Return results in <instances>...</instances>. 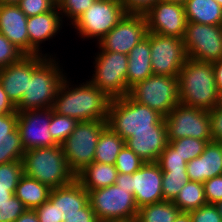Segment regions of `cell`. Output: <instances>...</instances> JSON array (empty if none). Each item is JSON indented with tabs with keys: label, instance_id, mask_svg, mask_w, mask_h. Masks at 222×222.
I'll use <instances>...</instances> for the list:
<instances>
[{
	"label": "cell",
	"instance_id": "24",
	"mask_svg": "<svg viewBox=\"0 0 222 222\" xmlns=\"http://www.w3.org/2000/svg\"><path fill=\"white\" fill-rule=\"evenodd\" d=\"M152 74L150 32H147L146 37L128 53L127 95L132 86L142 82Z\"/></svg>",
	"mask_w": 222,
	"mask_h": 222
},
{
	"label": "cell",
	"instance_id": "28",
	"mask_svg": "<svg viewBox=\"0 0 222 222\" xmlns=\"http://www.w3.org/2000/svg\"><path fill=\"white\" fill-rule=\"evenodd\" d=\"M124 146L125 140L107 126L98 138L93 162L115 165L117 156Z\"/></svg>",
	"mask_w": 222,
	"mask_h": 222
},
{
	"label": "cell",
	"instance_id": "25",
	"mask_svg": "<svg viewBox=\"0 0 222 222\" xmlns=\"http://www.w3.org/2000/svg\"><path fill=\"white\" fill-rule=\"evenodd\" d=\"M117 175L115 165L92 162L76 175V180L87 191H91L115 184Z\"/></svg>",
	"mask_w": 222,
	"mask_h": 222
},
{
	"label": "cell",
	"instance_id": "4",
	"mask_svg": "<svg viewBox=\"0 0 222 222\" xmlns=\"http://www.w3.org/2000/svg\"><path fill=\"white\" fill-rule=\"evenodd\" d=\"M22 162L26 176L46 184L50 189L68 185L76 179L61 145L27 150Z\"/></svg>",
	"mask_w": 222,
	"mask_h": 222
},
{
	"label": "cell",
	"instance_id": "37",
	"mask_svg": "<svg viewBox=\"0 0 222 222\" xmlns=\"http://www.w3.org/2000/svg\"><path fill=\"white\" fill-rule=\"evenodd\" d=\"M144 163L145 162L137 156L133 150L125 145L117 156L115 167L118 173L133 174L139 170Z\"/></svg>",
	"mask_w": 222,
	"mask_h": 222
},
{
	"label": "cell",
	"instance_id": "56",
	"mask_svg": "<svg viewBox=\"0 0 222 222\" xmlns=\"http://www.w3.org/2000/svg\"><path fill=\"white\" fill-rule=\"evenodd\" d=\"M215 205H216L220 215L222 216V200L217 202Z\"/></svg>",
	"mask_w": 222,
	"mask_h": 222
},
{
	"label": "cell",
	"instance_id": "48",
	"mask_svg": "<svg viewBox=\"0 0 222 222\" xmlns=\"http://www.w3.org/2000/svg\"><path fill=\"white\" fill-rule=\"evenodd\" d=\"M64 222H99L93 209L88 203L84 208L78 210V213L70 216Z\"/></svg>",
	"mask_w": 222,
	"mask_h": 222
},
{
	"label": "cell",
	"instance_id": "32",
	"mask_svg": "<svg viewBox=\"0 0 222 222\" xmlns=\"http://www.w3.org/2000/svg\"><path fill=\"white\" fill-rule=\"evenodd\" d=\"M24 153L18 128L11 132V137L0 138V164L22 161Z\"/></svg>",
	"mask_w": 222,
	"mask_h": 222
},
{
	"label": "cell",
	"instance_id": "23",
	"mask_svg": "<svg viewBox=\"0 0 222 222\" xmlns=\"http://www.w3.org/2000/svg\"><path fill=\"white\" fill-rule=\"evenodd\" d=\"M186 170L189 181L200 183L222 175V143L208 142L204 152L187 163Z\"/></svg>",
	"mask_w": 222,
	"mask_h": 222
},
{
	"label": "cell",
	"instance_id": "21",
	"mask_svg": "<svg viewBox=\"0 0 222 222\" xmlns=\"http://www.w3.org/2000/svg\"><path fill=\"white\" fill-rule=\"evenodd\" d=\"M32 75V55H24L19 61L0 69V83L8 98L16 106L25 91Z\"/></svg>",
	"mask_w": 222,
	"mask_h": 222
},
{
	"label": "cell",
	"instance_id": "35",
	"mask_svg": "<svg viewBox=\"0 0 222 222\" xmlns=\"http://www.w3.org/2000/svg\"><path fill=\"white\" fill-rule=\"evenodd\" d=\"M96 0H59L57 6L64 24L71 26ZM69 22V23H68Z\"/></svg>",
	"mask_w": 222,
	"mask_h": 222
},
{
	"label": "cell",
	"instance_id": "43",
	"mask_svg": "<svg viewBox=\"0 0 222 222\" xmlns=\"http://www.w3.org/2000/svg\"><path fill=\"white\" fill-rule=\"evenodd\" d=\"M203 185L208 204H216L222 200V175L206 180Z\"/></svg>",
	"mask_w": 222,
	"mask_h": 222
},
{
	"label": "cell",
	"instance_id": "19",
	"mask_svg": "<svg viewBox=\"0 0 222 222\" xmlns=\"http://www.w3.org/2000/svg\"><path fill=\"white\" fill-rule=\"evenodd\" d=\"M167 144L168 134L165 119L152 131L135 132L125 140V145L145 163L157 162Z\"/></svg>",
	"mask_w": 222,
	"mask_h": 222
},
{
	"label": "cell",
	"instance_id": "26",
	"mask_svg": "<svg viewBox=\"0 0 222 222\" xmlns=\"http://www.w3.org/2000/svg\"><path fill=\"white\" fill-rule=\"evenodd\" d=\"M184 10L187 22L222 25V7L215 0H187Z\"/></svg>",
	"mask_w": 222,
	"mask_h": 222
},
{
	"label": "cell",
	"instance_id": "60",
	"mask_svg": "<svg viewBox=\"0 0 222 222\" xmlns=\"http://www.w3.org/2000/svg\"><path fill=\"white\" fill-rule=\"evenodd\" d=\"M222 7V0H215Z\"/></svg>",
	"mask_w": 222,
	"mask_h": 222
},
{
	"label": "cell",
	"instance_id": "41",
	"mask_svg": "<svg viewBox=\"0 0 222 222\" xmlns=\"http://www.w3.org/2000/svg\"><path fill=\"white\" fill-rule=\"evenodd\" d=\"M27 17L52 11L56 6L55 0H20L17 4Z\"/></svg>",
	"mask_w": 222,
	"mask_h": 222
},
{
	"label": "cell",
	"instance_id": "7",
	"mask_svg": "<svg viewBox=\"0 0 222 222\" xmlns=\"http://www.w3.org/2000/svg\"><path fill=\"white\" fill-rule=\"evenodd\" d=\"M125 14L120 0H96L70 27L82 41L97 44Z\"/></svg>",
	"mask_w": 222,
	"mask_h": 222
},
{
	"label": "cell",
	"instance_id": "30",
	"mask_svg": "<svg viewBox=\"0 0 222 222\" xmlns=\"http://www.w3.org/2000/svg\"><path fill=\"white\" fill-rule=\"evenodd\" d=\"M173 203L181 212H190L207 204L203 183L188 181Z\"/></svg>",
	"mask_w": 222,
	"mask_h": 222
},
{
	"label": "cell",
	"instance_id": "27",
	"mask_svg": "<svg viewBox=\"0 0 222 222\" xmlns=\"http://www.w3.org/2000/svg\"><path fill=\"white\" fill-rule=\"evenodd\" d=\"M50 190L46 184L23 174L14 195L27 209L34 210L48 200Z\"/></svg>",
	"mask_w": 222,
	"mask_h": 222
},
{
	"label": "cell",
	"instance_id": "33",
	"mask_svg": "<svg viewBox=\"0 0 222 222\" xmlns=\"http://www.w3.org/2000/svg\"><path fill=\"white\" fill-rule=\"evenodd\" d=\"M78 121L69 116H63L53 112L49 124V132L52 138L61 145L73 132Z\"/></svg>",
	"mask_w": 222,
	"mask_h": 222
},
{
	"label": "cell",
	"instance_id": "47",
	"mask_svg": "<svg viewBox=\"0 0 222 222\" xmlns=\"http://www.w3.org/2000/svg\"><path fill=\"white\" fill-rule=\"evenodd\" d=\"M18 113H9L0 116V138L11 137V132L17 128Z\"/></svg>",
	"mask_w": 222,
	"mask_h": 222
},
{
	"label": "cell",
	"instance_id": "38",
	"mask_svg": "<svg viewBox=\"0 0 222 222\" xmlns=\"http://www.w3.org/2000/svg\"><path fill=\"white\" fill-rule=\"evenodd\" d=\"M161 170H186L187 162L168 143L157 160Z\"/></svg>",
	"mask_w": 222,
	"mask_h": 222
},
{
	"label": "cell",
	"instance_id": "16",
	"mask_svg": "<svg viewBox=\"0 0 222 222\" xmlns=\"http://www.w3.org/2000/svg\"><path fill=\"white\" fill-rule=\"evenodd\" d=\"M144 16L147 32L183 39L187 23L184 4L159 0Z\"/></svg>",
	"mask_w": 222,
	"mask_h": 222
},
{
	"label": "cell",
	"instance_id": "36",
	"mask_svg": "<svg viewBox=\"0 0 222 222\" xmlns=\"http://www.w3.org/2000/svg\"><path fill=\"white\" fill-rule=\"evenodd\" d=\"M23 174L22 161L0 164V191L10 190L14 194Z\"/></svg>",
	"mask_w": 222,
	"mask_h": 222
},
{
	"label": "cell",
	"instance_id": "22",
	"mask_svg": "<svg viewBox=\"0 0 222 222\" xmlns=\"http://www.w3.org/2000/svg\"><path fill=\"white\" fill-rule=\"evenodd\" d=\"M48 199L57 203L58 221L61 222L89 203L87 190L76 179L68 185L51 189Z\"/></svg>",
	"mask_w": 222,
	"mask_h": 222
},
{
	"label": "cell",
	"instance_id": "42",
	"mask_svg": "<svg viewBox=\"0 0 222 222\" xmlns=\"http://www.w3.org/2000/svg\"><path fill=\"white\" fill-rule=\"evenodd\" d=\"M192 222H222L220 215L215 204H205L200 208L189 212Z\"/></svg>",
	"mask_w": 222,
	"mask_h": 222
},
{
	"label": "cell",
	"instance_id": "54",
	"mask_svg": "<svg viewBox=\"0 0 222 222\" xmlns=\"http://www.w3.org/2000/svg\"><path fill=\"white\" fill-rule=\"evenodd\" d=\"M14 194L10 190L0 191V202L9 201Z\"/></svg>",
	"mask_w": 222,
	"mask_h": 222
},
{
	"label": "cell",
	"instance_id": "40",
	"mask_svg": "<svg viewBox=\"0 0 222 222\" xmlns=\"http://www.w3.org/2000/svg\"><path fill=\"white\" fill-rule=\"evenodd\" d=\"M27 208L13 195L9 201L0 202V222H14Z\"/></svg>",
	"mask_w": 222,
	"mask_h": 222
},
{
	"label": "cell",
	"instance_id": "12",
	"mask_svg": "<svg viewBox=\"0 0 222 222\" xmlns=\"http://www.w3.org/2000/svg\"><path fill=\"white\" fill-rule=\"evenodd\" d=\"M183 43L187 58L216 62L222 58V25L187 22Z\"/></svg>",
	"mask_w": 222,
	"mask_h": 222
},
{
	"label": "cell",
	"instance_id": "58",
	"mask_svg": "<svg viewBox=\"0 0 222 222\" xmlns=\"http://www.w3.org/2000/svg\"><path fill=\"white\" fill-rule=\"evenodd\" d=\"M218 106L222 108V93L220 94V100Z\"/></svg>",
	"mask_w": 222,
	"mask_h": 222
},
{
	"label": "cell",
	"instance_id": "9",
	"mask_svg": "<svg viewBox=\"0 0 222 222\" xmlns=\"http://www.w3.org/2000/svg\"><path fill=\"white\" fill-rule=\"evenodd\" d=\"M128 96L164 118L180 103L178 77L152 74L129 89Z\"/></svg>",
	"mask_w": 222,
	"mask_h": 222
},
{
	"label": "cell",
	"instance_id": "3",
	"mask_svg": "<svg viewBox=\"0 0 222 222\" xmlns=\"http://www.w3.org/2000/svg\"><path fill=\"white\" fill-rule=\"evenodd\" d=\"M178 87L181 104L206 111L219 104L212 63L187 58L178 75Z\"/></svg>",
	"mask_w": 222,
	"mask_h": 222
},
{
	"label": "cell",
	"instance_id": "51",
	"mask_svg": "<svg viewBox=\"0 0 222 222\" xmlns=\"http://www.w3.org/2000/svg\"><path fill=\"white\" fill-rule=\"evenodd\" d=\"M215 73V82L219 94L222 93V58L216 62L212 63Z\"/></svg>",
	"mask_w": 222,
	"mask_h": 222
},
{
	"label": "cell",
	"instance_id": "20",
	"mask_svg": "<svg viewBox=\"0 0 222 222\" xmlns=\"http://www.w3.org/2000/svg\"><path fill=\"white\" fill-rule=\"evenodd\" d=\"M27 19L18 5L0 4V33L25 55H29Z\"/></svg>",
	"mask_w": 222,
	"mask_h": 222
},
{
	"label": "cell",
	"instance_id": "34",
	"mask_svg": "<svg viewBox=\"0 0 222 222\" xmlns=\"http://www.w3.org/2000/svg\"><path fill=\"white\" fill-rule=\"evenodd\" d=\"M168 143L188 163L192 159L199 157L204 152L208 141L192 137H184L177 140H172Z\"/></svg>",
	"mask_w": 222,
	"mask_h": 222
},
{
	"label": "cell",
	"instance_id": "29",
	"mask_svg": "<svg viewBox=\"0 0 222 222\" xmlns=\"http://www.w3.org/2000/svg\"><path fill=\"white\" fill-rule=\"evenodd\" d=\"M180 212L172 201H162L139 208L135 222H173Z\"/></svg>",
	"mask_w": 222,
	"mask_h": 222
},
{
	"label": "cell",
	"instance_id": "44",
	"mask_svg": "<svg viewBox=\"0 0 222 222\" xmlns=\"http://www.w3.org/2000/svg\"><path fill=\"white\" fill-rule=\"evenodd\" d=\"M34 210L39 222H61L58 221L57 203H52L49 199Z\"/></svg>",
	"mask_w": 222,
	"mask_h": 222
},
{
	"label": "cell",
	"instance_id": "49",
	"mask_svg": "<svg viewBox=\"0 0 222 222\" xmlns=\"http://www.w3.org/2000/svg\"><path fill=\"white\" fill-rule=\"evenodd\" d=\"M17 112L16 106L8 98V95L3 89L2 84L0 83V116Z\"/></svg>",
	"mask_w": 222,
	"mask_h": 222
},
{
	"label": "cell",
	"instance_id": "6",
	"mask_svg": "<svg viewBox=\"0 0 222 222\" xmlns=\"http://www.w3.org/2000/svg\"><path fill=\"white\" fill-rule=\"evenodd\" d=\"M95 48L97 52L91 56L93 74L88 75L89 80L110 99L126 96L128 55Z\"/></svg>",
	"mask_w": 222,
	"mask_h": 222
},
{
	"label": "cell",
	"instance_id": "8",
	"mask_svg": "<svg viewBox=\"0 0 222 222\" xmlns=\"http://www.w3.org/2000/svg\"><path fill=\"white\" fill-rule=\"evenodd\" d=\"M107 120L80 121L61 144L71 171L77 175L94 161L95 148Z\"/></svg>",
	"mask_w": 222,
	"mask_h": 222
},
{
	"label": "cell",
	"instance_id": "53",
	"mask_svg": "<svg viewBox=\"0 0 222 222\" xmlns=\"http://www.w3.org/2000/svg\"><path fill=\"white\" fill-rule=\"evenodd\" d=\"M173 222H192L189 212H180Z\"/></svg>",
	"mask_w": 222,
	"mask_h": 222
},
{
	"label": "cell",
	"instance_id": "10",
	"mask_svg": "<svg viewBox=\"0 0 222 222\" xmlns=\"http://www.w3.org/2000/svg\"><path fill=\"white\" fill-rule=\"evenodd\" d=\"M89 203L99 222L136 221L138 206L134 195L116 184L87 191Z\"/></svg>",
	"mask_w": 222,
	"mask_h": 222
},
{
	"label": "cell",
	"instance_id": "57",
	"mask_svg": "<svg viewBox=\"0 0 222 222\" xmlns=\"http://www.w3.org/2000/svg\"><path fill=\"white\" fill-rule=\"evenodd\" d=\"M166 1L184 4L187 0H166Z\"/></svg>",
	"mask_w": 222,
	"mask_h": 222
},
{
	"label": "cell",
	"instance_id": "46",
	"mask_svg": "<svg viewBox=\"0 0 222 222\" xmlns=\"http://www.w3.org/2000/svg\"><path fill=\"white\" fill-rule=\"evenodd\" d=\"M126 13L145 14L159 0H120Z\"/></svg>",
	"mask_w": 222,
	"mask_h": 222
},
{
	"label": "cell",
	"instance_id": "1",
	"mask_svg": "<svg viewBox=\"0 0 222 222\" xmlns=\"http://www.w3.org/2000/svg\"><path fill=\"white\" fill-rule=\"evenodd\" d=\"M70 72L62 82L54 99L52 110L80 121L107 120L111 99L89 79L70 78ZM69 77V78H68Z\"/></svg>",
	"mask_w": 222,
	"mask_h": 222
},
{
	"label": "cell",
	"instance_id": "45",
	"mask_svg": "<svg viewBox=\"0 0 222 222\" xmlns=\"http://www.w3.org/2000/svg\"><path fill=\"white\" fill-rule=\"evenodd\" d=\"M211 138L213 141L222 142V108L217 106L209 111Z\"/></svg>",
	"mask_w": 222,
	"mask_h": 222
},
{
	"label": "cell",
	"instance_id": "31",
	"mask_svg": "<svg viewBox=\"0 0 222 222\" xmlns=\"http://www.w3.org/2000/svg\"><path fill=\"white\" fill-rule=\"evenodd\" d=\"M162 193L164 201H174L182 187L189 181L187 170H162Z\"/></svg>",
	"mask_w": 222,
	"mask_h": 222
},
{
	"label": "cell",
	"instance_id": "5",
	"mask_svg": "<svg viewBox=\"0 0 222 222\" xmlns=\"http://www.w3.org/2000/svg\"><path fill=\"white\" fill-rule=\"evenodd\" d=\"M164 117L152 108L132 100L128 95L111 99L107 126L124 140L135 132L152 131Z\"/></svg>",
	"mask_w": 222,
	"mask_h": 222
},
{
	"label": "cell",
	"instance_id": "2",
	"mask_svg": "<svg viewBox=\"0 0 222 222\" xmlns=\"http://www.w3.org/2000/svg\"><path fill=\"white\" fill-rule=\"evenodd\" d=\"M59 60V61H58ZM59 57L32 55V75L17 111L52 108L58 90L67 77Z\"/></svg>",
	"mask_w": 222,
	"mask_h": 222
},
{
	"label": "cell",
	"instance_id": "52",
	"mask_svg": "<svg viewBox=\"0 0 222 222\" xmlns=\"http://www.w3.org/2000/svg\"><path fill=\"white\" fill-rule=\"evenodd\" d=\"M14 222H39L35 210L27 209Z\"/></svg>",
	"mask_w": 222,
	"mask_h": 222
},
{
	"label": "cell",
	"instance_id": "15",
	"mask_svg": "<svg viewBox=\"0 0 222 222\" xmlns=\"http://www.w3.org/2000/svg\"><path fill=\"white\" fill-rule=\"evenodd\" d=\"M17 128L25 151L59 145L49 132L52 109L17 111Z\"/></svg>",
	"mask_w": 222,
	"mask_h": 222
},
{
	"label": "cell",
	"instance_id": "39",
	"mask_svg": "<svg viewBox=\"0 0 222 222\" xmlns=\"http://www.w3.org/2000/svg\"><path fill=\"white\" fill-rule=\"evenodd\" d=\"M25 54L0 33V69L19 61Z\"/></svg>",
	"mask_w": 222,
	"mask_h": 222
},
{
	"label": "cell",
	"instance_id": "17",
	"mask_svg": "<svg viewBox=\"0 0 222 222\" xmlns=\"http://www.w3.org/2000/svg\"><path fill=\"white\" fill-rule=\"evenodd\" d=\"M64 22L62 20L61 13L59 12L58 6H56L52 11H47L36 16H30L27 19V32L29 36V55H43L46 57H56L57 52H47L43 48L47 42H55L53 39L59 37L58 34L64 33L62 29ZM63 31V32H61ZM44 49V50H43ZM54 54V55H53Z\"/></svg>",
	"mask_w": 222,
	"mask_h": 222
},
{
	"label": "cell",
	"instance_id": "18",
	"mask_svg": "<svg viewBox=\"0 0 222 222\" xmlns=\"http://www.w3.org/2000/svg\"><path fill=\"white\" fill-rule=\"evenodd\" d=\"M163 172L157 162H146L132 174L133 195L138 209L164 201Z\"/></svg>",
	"mask_w": 222,
	"mask_h": 222
},
{
	"label": "cell",
	"instance_id": "55",
	"mask_svg": "<svg viewBox=\"0 0 222 222\" xmlns=\"http://www.w3.org/2000/svg\"><path fill=\"white\" fill-rule=\"evenodd\" d=\"M20 0H0V4H14L17 5Z\"/></svg>",
	"mask_w": 222,
	"mask_h": 222
},
{
	"label": "cell",
	"instance_id": "59",
	"mask_svg": "<svg viewBox=\"0 0 222 222\" xmlns=\"http://www.w3.org/2000/svg\"><path fill=\"white\" fill-rule=\"evenodd\" d=\"M102 222H132V221H102Z\"/></svg>",
	"mask_w": 222,
	"mask_h": 222
},
{
	"label": "cell",
	"instance_id": "14",
	"mask_svg": "<svg viewBox=\"0 0 222 222\" xmlns=\"http://www.w3.org/2000/svg\"><path fill=\"white\" fill-rule=\"evenodd\" d=\"M147 34V20L144 14L126 13L95 46L102 51L128 55Z\"/></svg>",
	"mask_w": 222,
	"mask_h": 222
},
{
	"label": "cell",
	"instance_id": "11",
	"mask_svg": "<svg viewBox=\"0 0 222 222\" xmlns=\"http://www.w3.org/2000/svg\"><path fill=\"white\" fill-rule=\"evenodd\" d=\"M164 119L168 142L184 137L213 141L209 111L178 103Z\"/></svg>",
	"mask_w": 222,
	"mask_h": 222
},
{
	"label": "cell",
	"instance_id": "50",
	"mask_svg": "<svg viewBox=\"0 0 222 222\" xmlns=\"http://www.w3.org/2000/svg\"><path fill=\"white\" fill-rule=\"evenodd\" d=\"M115 184L118 187L124 188L129 191V193L133 194L132 174L118 173Z\"/></svg>",
	"mask_w": 222,
	"mask_h": 222
},
{
	"label": "cell",
	"instance_id": "13",
	"mask_svg": "<svg viewBox=\"0 0 222 222\" xmlns=\"http://www.w3.org/2000/svg\"><path fill=\"white\" fill-rule=\"evenodd\" d=\"M152 73L178 77L187 54L183 39L150 32Z\"/></svg>",
	"mask_w": 222,
	"mask_h": 222
}]
</instances>
